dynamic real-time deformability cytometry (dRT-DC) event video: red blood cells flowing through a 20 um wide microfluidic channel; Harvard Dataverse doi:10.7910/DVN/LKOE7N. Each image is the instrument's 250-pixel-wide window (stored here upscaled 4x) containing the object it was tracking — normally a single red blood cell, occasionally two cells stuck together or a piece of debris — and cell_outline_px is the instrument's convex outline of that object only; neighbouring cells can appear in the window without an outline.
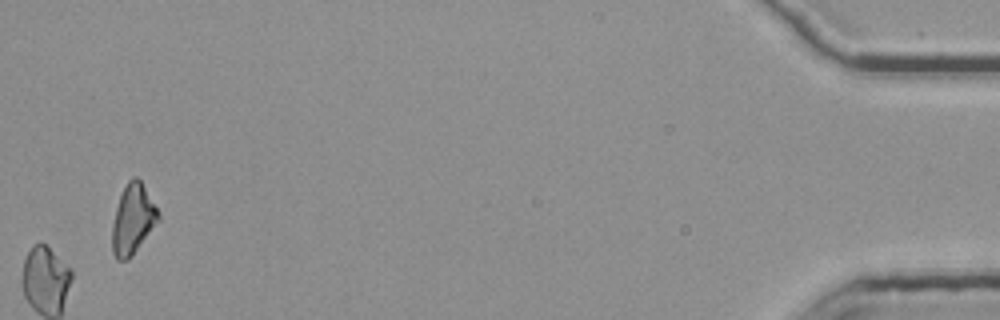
{"species": "common noctule bat (a hibernating species)", "species_latin": "Nyctalus noctula", "temperature_condition": "room temperature", "stored_images_in_passage": 53, "camera_frame_rate_fps": 3000, "um_per_image_px": 0.085, "animal": {"sex": "female", "body_mass_g": 25.1}, "frame": {"image": 1, "passage_image": 53, "time_ms": 17.333, "image_size_px": [1000, 320], "cell_outline_px": [[160, 220], [132, 256], [128, 260], [116, 260], [112, 252], [112, 224], [116, 208], [120, 196], [128, 180], [132, 176], [136, 176], [140, 180], [160, 212]], "centroid_in_image_um": [11.3, 18.66], "position_along_channel_um": 423.9, "area_um2": 18.9}, "authors_computed_cell_mechanics": {"area_um2": 19.5942, "velocity_mm_per_s": 3.7965, "shape_relaxation_time_tau1_ms": null, "shape_relaxation_time_tau2_ms": 4.3566, "deformation_change_tau1": null, "deformation_change_tau2": 0.1006}}